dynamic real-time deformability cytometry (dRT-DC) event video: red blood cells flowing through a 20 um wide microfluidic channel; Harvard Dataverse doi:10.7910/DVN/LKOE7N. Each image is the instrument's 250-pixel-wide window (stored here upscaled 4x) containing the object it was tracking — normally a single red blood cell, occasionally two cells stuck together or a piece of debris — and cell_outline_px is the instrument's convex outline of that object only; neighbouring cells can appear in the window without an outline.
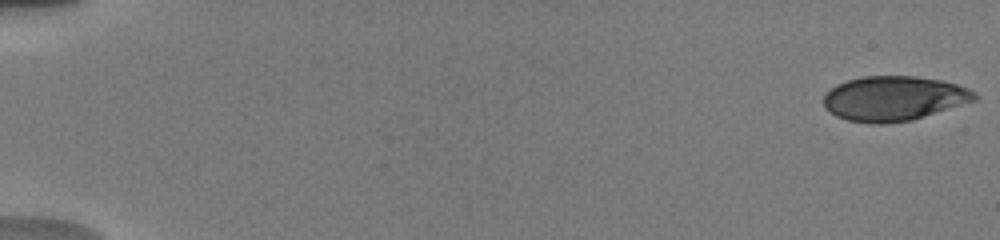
{"species": "human", "species_latin": "Homo sapiens", "temperature_condition": "warm", "stored_images_in_passage": 32, "camera_frame_rate_fps": 3000, "um_per_image_px": 0.085, "donor": {"sex": "male"}, "frame": {"image": 1, "passage_image": 1, "time_ms": 0.0, "image_size_px": [1000, 240], "cell_outline_px": [[980, 96], [976, 100], [912, 120], [884, 124], [872, 124], [848, 120], [836, 116], [828, 112], [824, 104], [824, 96], [836, 84], [848, 80], [864, 76], [916, 76], [940, 80], [956, 84], [968, 88], [976, 92]], "centroid_in_image_um": [75.99, 8.37], "position_along_channel_um": 9.0, "area_um2": 39.36}}
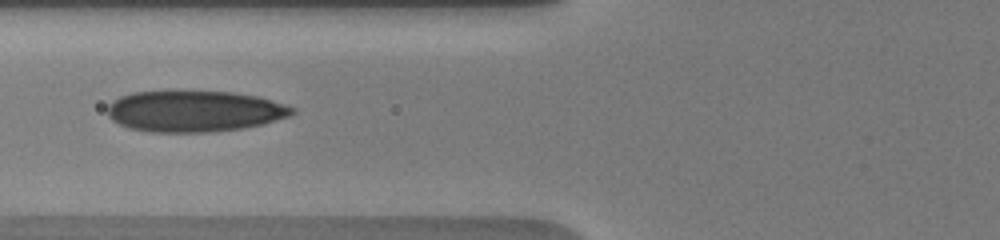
{"frame": {"image": 2, "passage_image": 9, "time_ms": 7.333, "image_size_px": [1000, 240], "cell_outline_px": [[296, 112], [288, 116], [264, 124], [244, 128], [208, 132], [152, 132], [128, 128], [112, 120], [108, 116], [108, 104], [112, 100], [120, 96], [132, 92], [164, 88], [232, 92], [256, 96], [284, 104], [296, 108]], "centroid_in_image_um": [16.46, 9.41], "position_along_channel_um": 109.3, "area_um2": 45.6}}
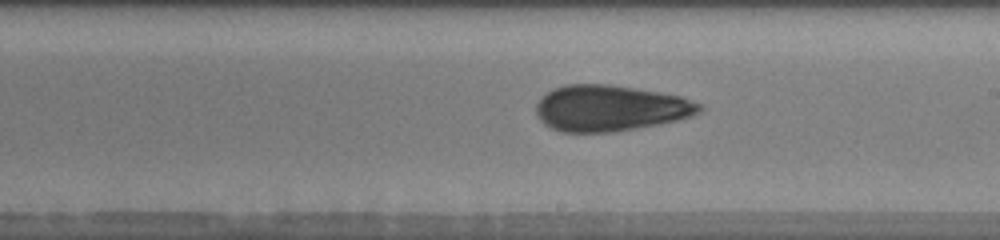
{"frame": {"image": 3, "passage_image": 14, "time_ms": 10.667, "image_size_px": [1000, 240], "cell_outline_px": [[704, 108], [700, 112], [692, 116], [660, 124], [616, 132], [560, 132], [544, 124], [536, 116], [536, 104], [548, 92], [564, 84], [608, 84], [636, 88], [680, 96], [700, 104]], "centroid_in_image_um": [51.86, 9.2], "position_along_channel_um": 237.1, "area_um2": 43.81}, "authors_computed_cell_mechanics": {"area_um2": 41.4137, "velocity_mm_per_s": 3.8295, "shape_relaxation_time_tau1_ms": null, "shape_relaxation_time_tau2_ms": 1.7412, "deformation_change_tau1": null, "deformation_change_tau2": 0.0643}}